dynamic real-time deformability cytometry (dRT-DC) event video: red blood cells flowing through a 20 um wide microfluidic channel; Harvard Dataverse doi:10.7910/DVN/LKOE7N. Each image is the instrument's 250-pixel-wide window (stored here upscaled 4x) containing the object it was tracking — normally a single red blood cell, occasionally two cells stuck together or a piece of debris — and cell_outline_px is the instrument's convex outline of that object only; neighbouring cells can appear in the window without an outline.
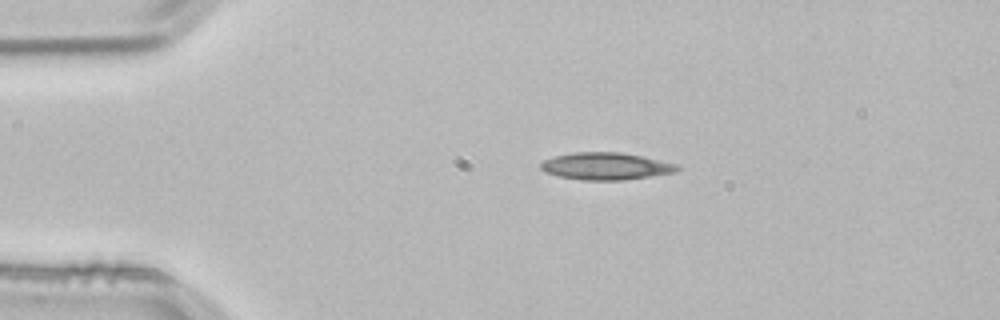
{"species": "common noctule bat (a hibernating species)", "species_latin": "Nyctalus noctula", "temperature_condition": "room temperature", "stored_images_in_passage": 43, "camera_frame_rate_fps": 3000, "um_per_image_px": 0.085, "animal": {"sex": "male", "body_mass_g": 21.5, "forearm_length_mm": 52.0}, "frame": {"image": 1, "passage_image": 1, "time_ms": 0.0, "image_size_px": [1000, 320], "cell_outline_px": [[680, 168], [676, 172], [652, 176], [624, 180], [580, 180], [556, 176], [544, 172], [540, 168], [540, 164], [544, 160], [556, 156], [572, 152], [620, 152], [644, 156], [676, 164]], "centroid_in_image_um": [51.48, 14.13], "position_along_channel_um": 33.5, "area_um2": 21.79}}
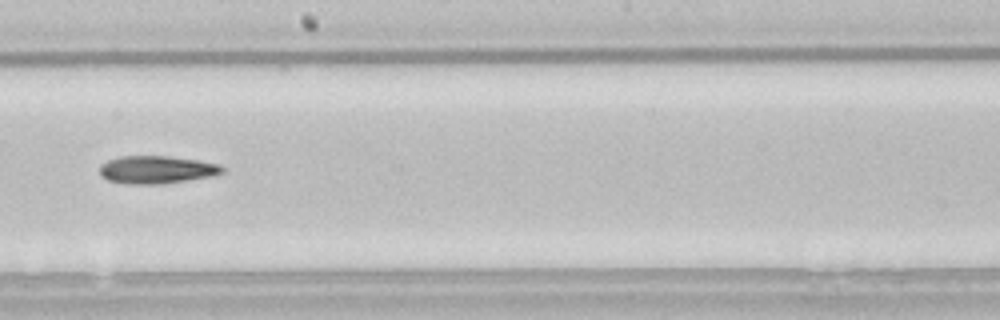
{"frame": {"image": 2, "passage_image": 20, "time_ms": 6.333, "image_size_px": [1000, 320], "cell_outline_px": [[224, 172], [208, 176], [188, 180], [160, 184], [124, 184], [108, 180], [100, 176], [100, 164], [108, 160], [120, 156], [168, 156], [196, 160], [220, 164], [224, 168]], "centroid_in_image_um": [13.26, 14.42], "position_along_channel_um": 234.9, "area_um2": 19.83}}
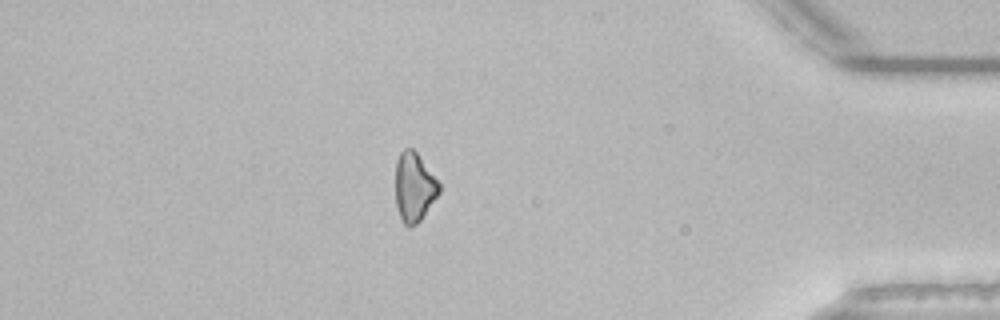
{"frame": {"image": 3, "passage_image": 36, "time_ms": 11.667, "image_size_px": [1000, 320], "cell_outline_px": [[440, 192], [420, 220], [416, 224], [408, 228], [404, 224], [400, 216], [396, 204], [396, 160], [400, 152], [404, 148], [412, 148], [416, 152], [440, 184]], "centroid_in_image_um": [35.19, 15.9], "position_along_channel_um": 400.0, "area_um2": 17.34}}